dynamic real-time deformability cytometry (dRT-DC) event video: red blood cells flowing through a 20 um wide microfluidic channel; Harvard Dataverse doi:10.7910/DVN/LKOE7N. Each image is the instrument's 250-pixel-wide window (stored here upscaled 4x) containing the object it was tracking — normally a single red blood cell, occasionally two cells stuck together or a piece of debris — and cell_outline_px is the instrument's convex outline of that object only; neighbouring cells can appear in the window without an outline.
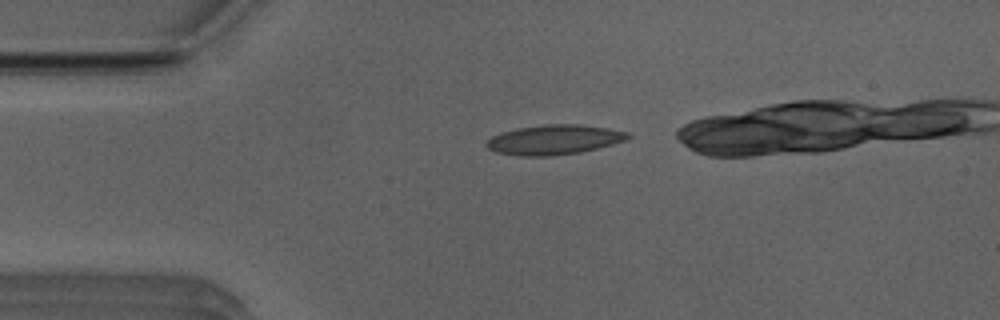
{"species": "Egyptian fruit bat (a non-hibernating species)", "species_latin": "Rousettus aegyptiacus", "temperature_condition": "room temperature", "stored_images_in_passage": 31, "camera_frame_rate_fps": 3000, "um_per_image_px": 0.085, "animal": {"sex": "male"}, "frame": {"image": 1, "passage_image": 1, "time_ms": 0.0, "image_size_px": [1000, 320], "cell_outline_px": [[632, 136], [624, 140], [612, 144], [580, 152], [552, 156], [520, 156], [496, 152], [488, 148], [484, 144], [492, 136], [500, 132], [516, 128], [548, 124], [580, 124], [608, 128], [628, 132]], "centroid_in_image_um": [47.07, 11.87], "position_along_channel_um": 37.9, "area_um2": 24.51}}
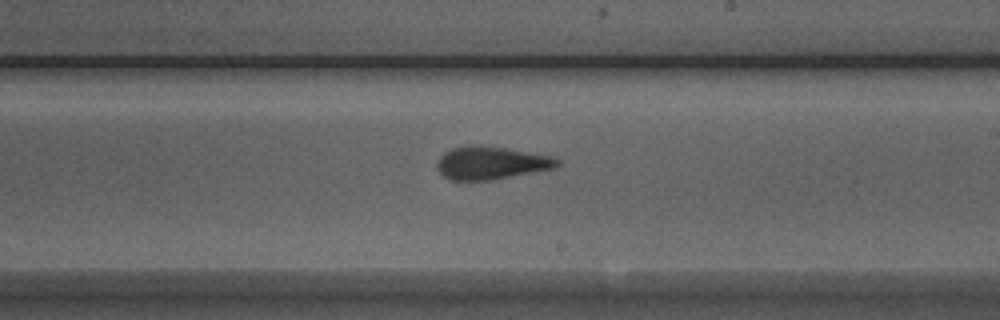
{"frame": {"image": 2, "passage_image": 19, "time_ms": 6.0, "image_size_px": [1000, 320], "cell_outline_px": [[560, 164], [552, 168], [492, 180], [452, 180], [444, 176], [436, 168], [436, 164], [440, 156], [444, 152], [452, 148], [468, 144], [480, 144], [552, 156], [560, 160]], "centroid_in_image_um": [41.69, 13.83], "position_along_channel_um": 247.3, "area_um2": 23.0}}
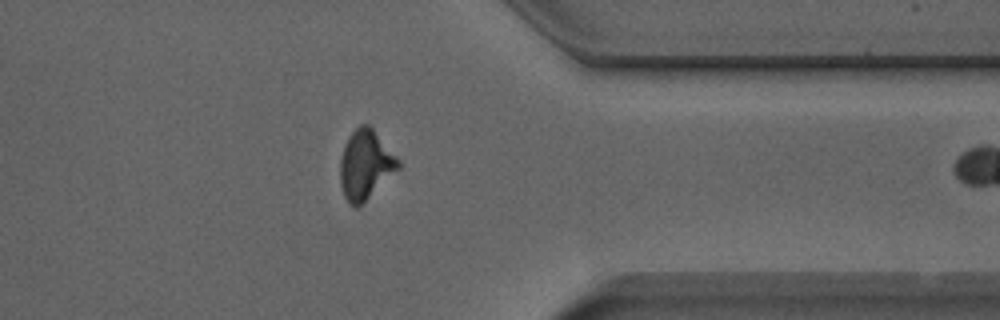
{"frame": {"image": 3, "passage_image": 30, "time_ms": 9.667, "image_size_px": [1000, 320], "cell_outline_px": [[400, 168], [356, 208], [348, 204], [344, 196], [340, 184], [340, 160], [344, 144], [348, 136], [360, 124], [368, 124], [372, 128], [400, 160]], "centroid_in_image_um": [31.04, 13.99], "position_along_channel_um": 380.4, "area_um2": 23.29}}